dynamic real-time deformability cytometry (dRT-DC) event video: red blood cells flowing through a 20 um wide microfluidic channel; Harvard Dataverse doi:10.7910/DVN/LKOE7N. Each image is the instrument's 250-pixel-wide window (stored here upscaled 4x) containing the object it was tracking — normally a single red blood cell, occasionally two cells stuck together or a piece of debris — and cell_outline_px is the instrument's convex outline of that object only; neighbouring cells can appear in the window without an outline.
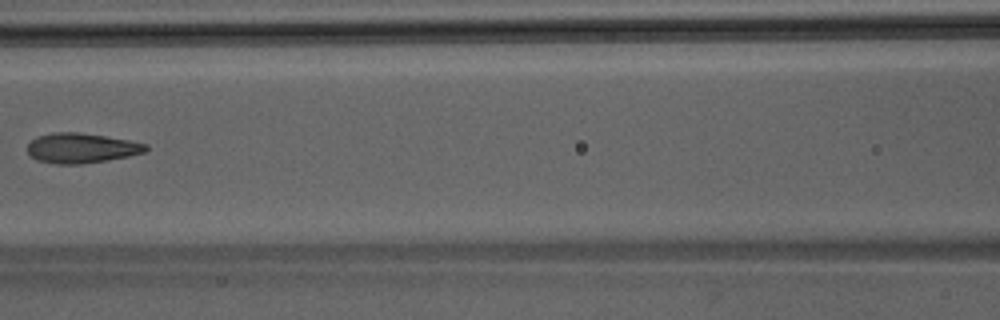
{"species": "Egyptian fruit bat (a non-hibernating species)", "species_latin": "Rousettus aegyptiacus", "temperature_condition": "room temperature", "stored_images_in_passage": 7, "camera_frame_rate_fps": 3000, "um_per_image_px": 0.085, "animal": {"sex": "male"}, "frame": {"image": 1, "passage_image": 7, "time_ms": 2.0, "image_size_px": [1000, 320], "cell_outline_px": [[148, 148], [144, 152], [128, 156], [108, 160], [80, 164], [56, 164], [36, 160], [28, 152], [28, 144], [36, 136], [52, 132], [80, 132], [128, 140], [148, 144]], "centroid_in_image_um": [6.9, 12.58], "position_along_channel_um": 159.7, "area_um2": 20.63}}